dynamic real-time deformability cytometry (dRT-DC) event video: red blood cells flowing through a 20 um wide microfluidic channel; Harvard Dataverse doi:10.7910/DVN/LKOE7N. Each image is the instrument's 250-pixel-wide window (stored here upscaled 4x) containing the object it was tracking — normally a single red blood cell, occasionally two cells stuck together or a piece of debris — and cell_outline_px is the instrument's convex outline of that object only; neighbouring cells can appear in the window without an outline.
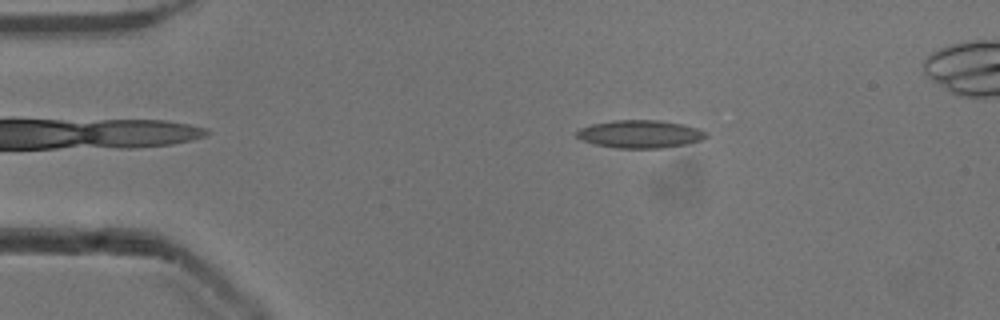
{"species": "common noctule bat (a hibernating species)", "species_latin": "Nyctalus noctula", "temperature_condition": "cold", "stored_images_in_passage": 51, "camera_frame_rate_fps": 3000, "um_per_image_px": 0.085, "animal": {"sex": "male", "body_mass_g": 13.3}, "frame": {"image": 1, "passage_image": 9, "time_ms": 2.667, "image_size_px": [1000, 320], "cell_outline_px": [[708, 136], [700, 140], [688, 144], [660, 148], [616, 148], [596, 144], [580, 140], [576, 136], [576, 132], [580, 128], [592, 124], [612, 120], [660, 120], [684, 124], [708, 132]], "centroid_in_image_um": [54.41, 11.39], "position_along_channel_um": 30.6, "area_um2": 21.1}}
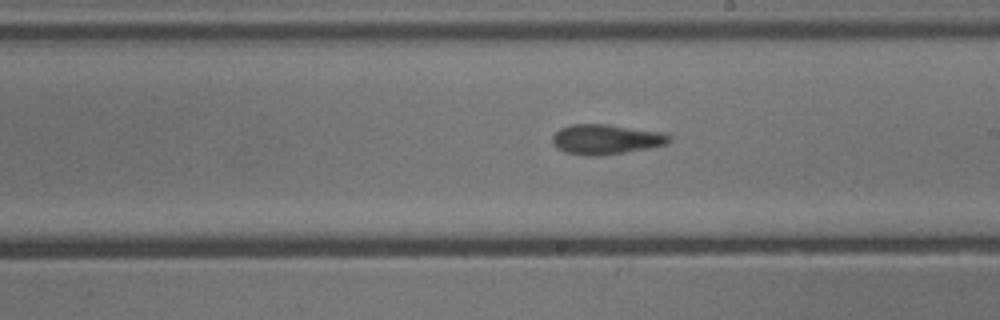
{"frame": {"image": 2, "passage_image": 29, "time_ms": 9.333, "image_size_px": [1000, 320], "cell_outline_px": [[672, 140], [664, 144], [648, 148], [600, 156], [588, 156], [564, 152], [556, 148], [552, 144], [552, 136], [560, 128], [572, 124], [608, 124], [664, 132], [672, 136]], "centroid_in_image_um": [51.49, 11.84], "position_along_channel_um": 237.5, "area_um2": 20.58}}
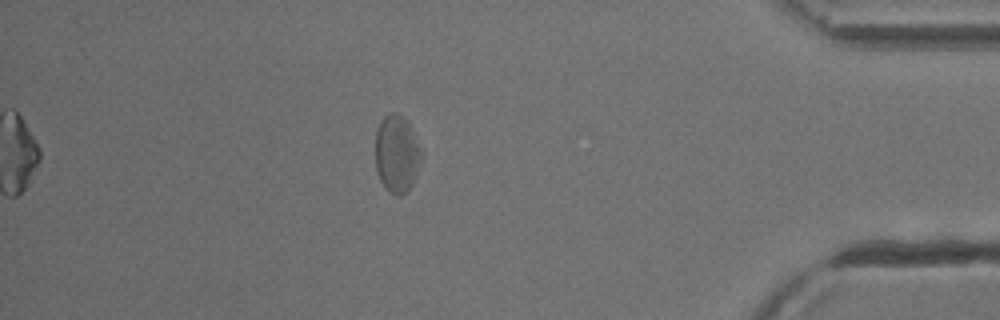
{"frame": {"image": 3, "passage_image": 45, "time_ms": 14.667, "image_size_px": [1000, 320], "cell_outline_px": [[420, 156], [412, 184], [400, 196], [396, 196], [380, 180], [376, 168], [376, 132], [380, 120], [388, 112], [396, 112], [404, 116], [420, 148]], "centroid_in_image_um": [33.68, 13.01], "position_along_channel_um": 401.5, "area_um2": 20.06}}